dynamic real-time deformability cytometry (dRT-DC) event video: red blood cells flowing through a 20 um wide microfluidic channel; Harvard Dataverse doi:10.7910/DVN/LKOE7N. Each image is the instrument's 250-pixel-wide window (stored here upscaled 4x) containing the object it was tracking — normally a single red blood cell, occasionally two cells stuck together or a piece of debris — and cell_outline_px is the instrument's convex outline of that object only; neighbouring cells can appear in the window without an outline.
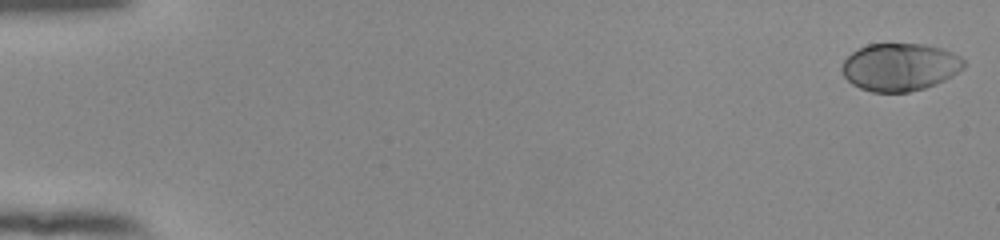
{"species": "human", "species_latin": "Homo sapiens", "temperature_condition": "room temperature", "stored_images_in_passage": 54, "camera_frame_rate_fps": 3000, "um_per_image_px": 0.085, "donor": {"sex": "female"}, "frame": {"image": 1, "passage_image": 1, "time_ms": 0.0, "image_size_px": [1000, 240], "cell_outline_px": [[964, 68], [952, 76], [944, 80], [924, 88], [908, 92], [872, 92], [860, 88], [852, 84], [844, 76], [840, 68], [844, 60], [852, 52], [868, 44], [924, 44], [940, 48], [952, 52], [960, 56], [964, 60]], "centroid_in_image_um": [76.48, 5.7], "position_along_channel_um": 8.5, "area_um2": 33.81}}
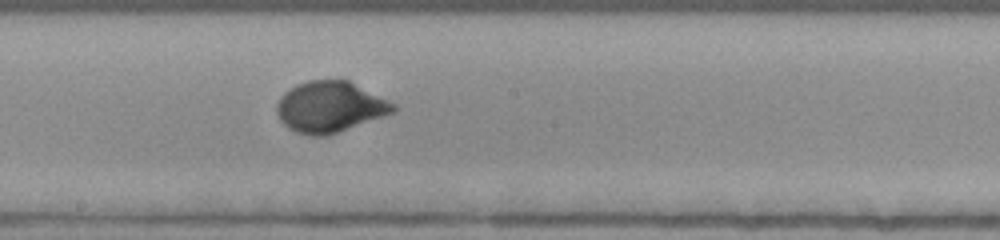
{"frame": {"image": 2, "passage_image": 31, "time_ms": 10.0, "image_size_px": [1000, 240], "cell_outline_px": [[396, 112], [324, 136], [308, 136], [296, 132], [288, 128], [280, 120], [276, 112], [276, 104], [280, 96], [284, 92], [296, 84], [308, 80], [348, 80], [396, 104]], "centroid_in_image_um": [28.01, 9.08], "position_along_channel_um": 220.2, "area_um2": 34.51}}
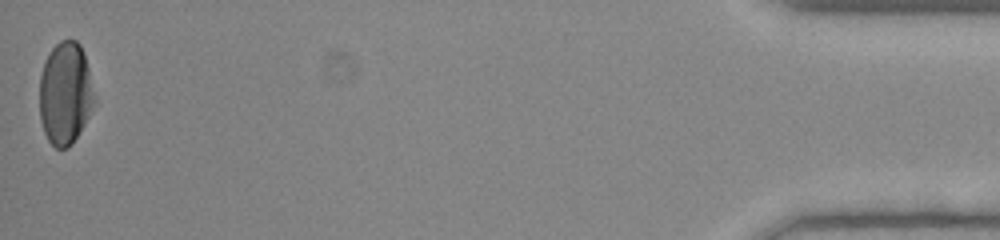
{"frame": {"image": 3, "passage_image": 54, "time_ms": 17.667, "image_size_px": [1000, 240], "cell_outline_px": [[96, 100], [84, 124], [72, 144], [68, 148], [56, 148], [48, 140], [44, 132], [40, 120], [40, 76], [44, 60], [48, 52], [60, 40], [76, 40], [80, 44], [84, 52]], "centroid_in_image_um": [5.54, 7.92], "position_along_channel_um": 429.7, "area_um2": 32.89}, "authors_computed_cell_mechanics": {"area_um2": 33.3217, "velocity_mm_per_s": 3.8583, "shape_relaxation_time_tau1_ms": 2.7164, "shape_relaxation_time_tau2_ms": null, "deformation_change_tau1": 0.1843, "deformation_change_tau2": null}}